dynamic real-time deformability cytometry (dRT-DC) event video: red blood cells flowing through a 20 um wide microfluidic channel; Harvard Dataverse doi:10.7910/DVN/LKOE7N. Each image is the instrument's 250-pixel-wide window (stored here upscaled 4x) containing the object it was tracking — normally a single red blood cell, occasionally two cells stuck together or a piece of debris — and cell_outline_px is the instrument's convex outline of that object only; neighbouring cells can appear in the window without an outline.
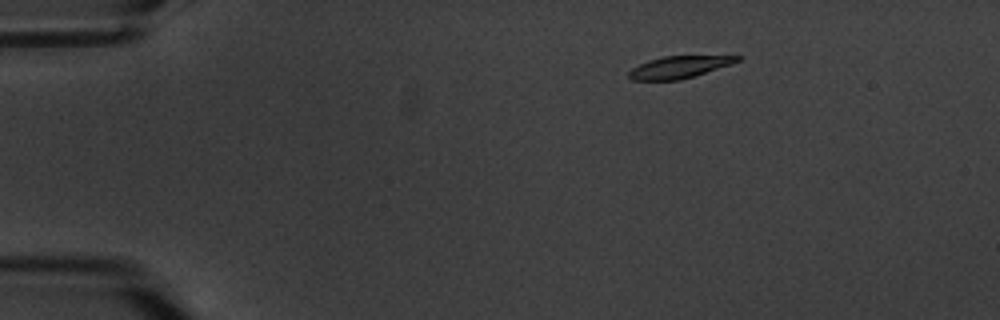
{"species": "common noctule bat (a hibernating species)", "species_latin": "Nyctalus noctula", "temperature_condition": "warm", "stored_images_in_passage": 6, "camera_frame_rate_fps": 3000, "um_per_image_px": 0.085, "animal": {"sex": "male", "body_mass_g": 20.1, "forearm_length_mm": 53.5}, "frame": {"image": 1, "passage_image": 3, "time_ms": 2.333, "image_size_px": [1000, 320], "cell_outline_px": [[744, 56], [740, 60], [732, 64], [680, 80], [632, 80], [628, 76], [628, 72], [632, 68], [648, 60], [664, 56]], "centroid_in_image_um": [57.72, 5.7], "position_along_channel_um": 27.3, "area_um2": 13.81}}